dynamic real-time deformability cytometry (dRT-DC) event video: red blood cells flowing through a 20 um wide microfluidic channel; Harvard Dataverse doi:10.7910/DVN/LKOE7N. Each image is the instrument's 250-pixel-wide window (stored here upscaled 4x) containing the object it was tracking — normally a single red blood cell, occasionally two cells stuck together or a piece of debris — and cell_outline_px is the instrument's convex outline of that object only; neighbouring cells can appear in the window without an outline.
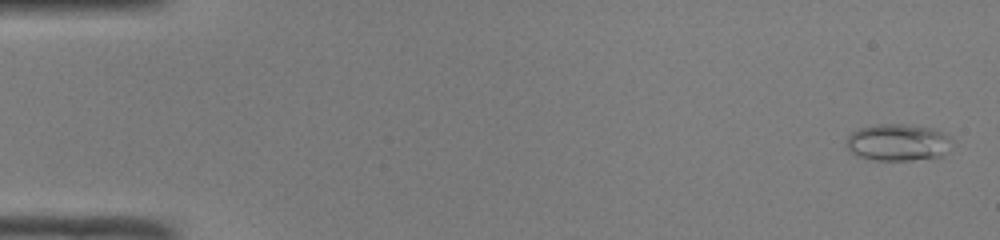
{"species": "common noctule bat (a hibernating species)", "species_latin": "Nyctalus noctula", "temperature_condition": "room temperature", "stored_images_in_passage": 50, "camera_frame_rate_fps": 3000, "um_per_image_px": 0.085, "animal": {"sex": "male", "body_mass_g": 19.0, "forearm_length_mm": 50.8}, "frame": {"image": 1, "passage_image": 2, "time_ms": 0.333, "image_size_px": [1000, 240], "cell_outline_px": [[952, 140], [948, 152], [940, 156], [908, 160], [872, 160], [856, 156], [844, 144], [848, 136], [856, 128], [876, 124], [904, 124], [936, 128], [952, 136]], "centroid_in_image_um": [76.33, 12.09], "position_along_channel_um": 8.7, "area_um2": 23.18}}
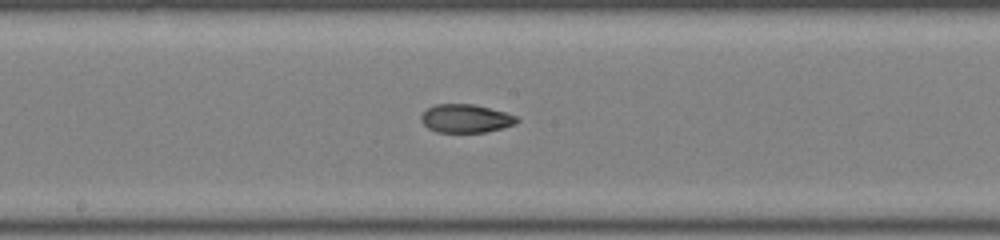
{"frame": {"image": 2, "passage_image": 27, "time_ms": 8.667, "image_size_px": [1000, 240], "cell_outline_px": [[520, 120], [516, 124], [504, 128], [484, 132], [436, 132], [428, 128], [420, 120], [420, 116], [428, 108], [436, 104], [472, 104], [504, 112], [516, 116]], "centroid_in_image_um": [39.59, 10.08], "position_along_channel_um": 208.6, "area_um2": 15.78}}
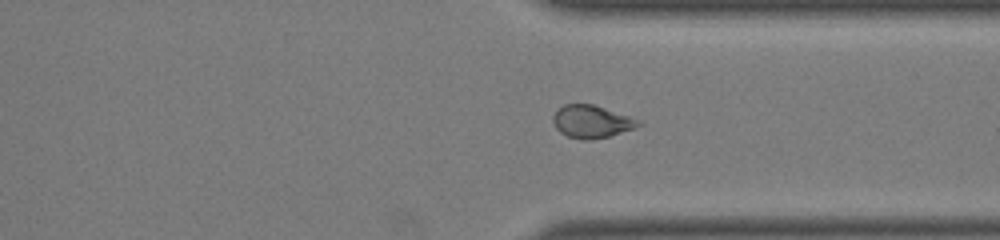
{"frame": {"image": 3, "passage_image": 38, "time_ms": 12.333, "image_size_px": [1000, 240], "cell_outline_px": [[640, 124], [636, 128], [608, 136], [588, 140], [584, 140], [568, 136], [560, 132], [556, 128], [552, 120], [552, 116], [564, 104], [592, 104], [640, 120]], "centroid_in_image_um": [50.26, 10.34], "position_along_channel_um": 361.1, "area_um2": 15.95}, "authors_computed_cell_mechanics": {"area_um2": 17.5423, "velocity_mm_per_s": 4.1502, "shape_relaxation_time_tau1_ms": null, "shape_relaxation_time_tau2_ms": 2.2207, "deformation_change_tau1": null, "deformation_change_tau2": 0.0757}}